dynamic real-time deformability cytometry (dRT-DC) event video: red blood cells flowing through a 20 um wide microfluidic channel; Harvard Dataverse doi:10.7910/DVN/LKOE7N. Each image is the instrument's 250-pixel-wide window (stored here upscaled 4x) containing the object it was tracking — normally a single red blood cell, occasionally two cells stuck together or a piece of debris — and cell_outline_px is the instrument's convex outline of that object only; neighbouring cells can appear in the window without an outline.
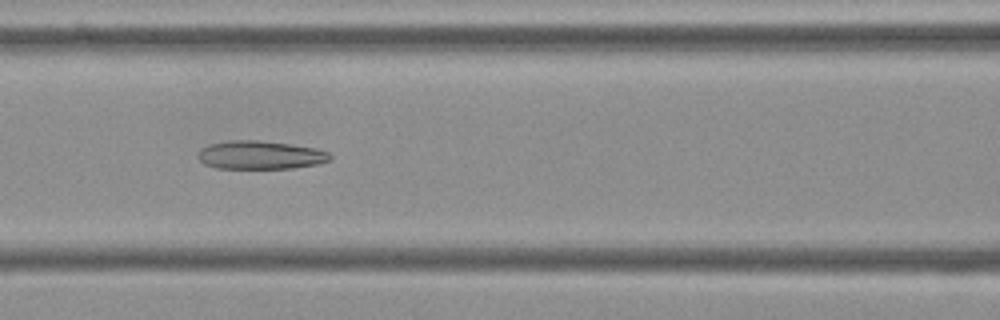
{"species": "Egyptian fruit bat (a non-hibernating species)", "species_latin": "Rousettus aegyptiacus", "temperature_condition": "cold", "stored_images_in_passage": 56, "camera_frame_rate_fps": 3000, "um_per_image_px": 0.085, "frame": {"image": 1, "passage_image": 24, "time_ms": 7.667, "image_size_px": [1000, 320], "cell_outline_px": [[332, 160], [320, 164], [292, 168], [216, 168], [204, 164], [196, 156], [200, 148], [208, 144], [228, 140], [260, 140], [316, 148], [328, 152], [332, 156]], "centroid_in_image_um": [22.11, 13.17], "position_along_channel_um": 144.5, "area_um2": 22.08}}
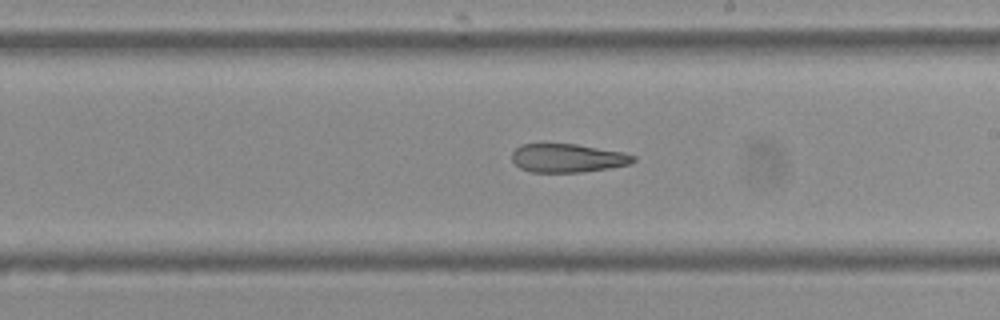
{"frame": {"image": 2, "passage_image": 32, "time_ms": 10.333, "image_size_px": [1000, 320], "cell_outline_px": [[636, 160], [628, 164], [608, 168], [580, 172], [532, 172], [520, 168], [512, 160], [512, 152], [520, 144], [540, 140], [576, 144], [624, 152], [636, 156]], "centroid_in_image_um": [48.17, 13.38], "position_along_channel_um": 240.8, "area_um2": 20.92}}
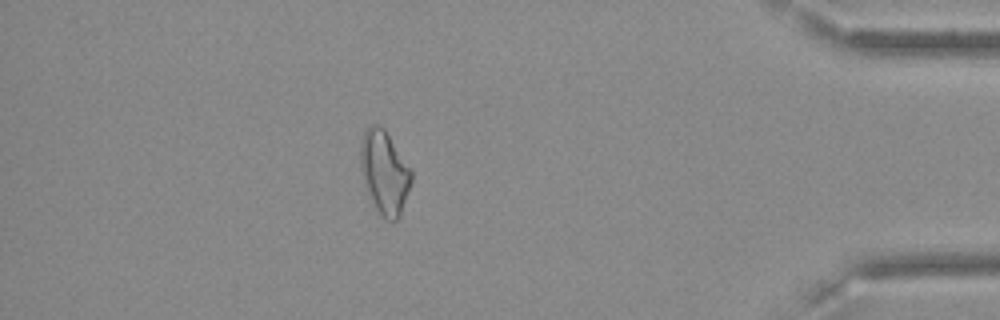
{"frame": {"image": 3, "passage_image": 49, "time_ms": 16.0, "image_size_px": [1000, 320], "cell_outline_px": [[412, 180], [400, 216], [396, 220], [388, 220], [376, 212], [372, 204], [364, 184], [360, 168], [360, 144], [364, 132], [372, 124], [380, 124], [384, 128], [412, 172]], "centroid_in_image_um": [32.65, 14.67], "position_along_channel_um": 402.6, "area_um2": 24.68}, "authors_computed_cell_mechanics": {"area_um2": 24.3338, "velocity_mm_per_s": 3.6189, "shape_relaxation_time_tau1_ms": null, "shape_relaxation_time_tau2_ms": 5.9419, "deformation_change_tau1": null, "deformation_change_tau2": 0.1712}}